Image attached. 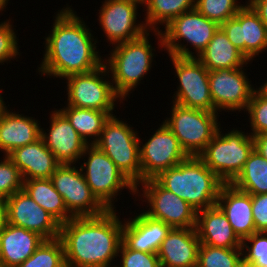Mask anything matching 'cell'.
<instances>
[{"label":"cell","instance_id":"cell-1","mask_svg":"<svg viewBox=\"0 0 267 267\" xmlns=\"http://www.w3.org/2000/svg\"><path fill=\"white\" fill-rule=\"evenodd\" d=\"M55 17L49 35L45 37L46 47L38 67L39 75L41 72L43 76L64 79L100 67L104 59L97 51V39H94L83 18L69 6L62 8Z\"/></svg>","mask_w":267,"mask_h":267},{"label":"cell","instance_id":"cell-2","mask_svg":"<svg viewBox=\"0 0 267 267\" xmlns=\"http://www.w3.org/2000/svg\"><path fill=\"white\" fill-rule=\"evenodd\" d=\"M115 210L96 217H73L61 224L60 239L68 267H112L119 256L123 221ZM115 267V265L113 266Z\"/></svg>","mask_w":267,"mask_h":267},{"label":"cell","instance_id":"cell-3","mask_svg":"<svg viewBox=\"0 0 267 267\" xmlns=\"http://www.w3.org/2000/svg\"><path fill=\"white\" fill-rule=\"evenodd\" d=\"M154 179L197 212L216 205L219 190L224 184L198 156H189Z\"/></svg>","mask_w":267,"mask_h":267},{"label":"cell","instance_id":"cell-4","mask_svg":"<svg viewBox=\"0 0 267 267\" xmlns=\"http://www.w3.org/2000/svg\"><path fill=\"white\" fill-rule=\"evenodd\" d=\"M148 36L149 30L135 40L114 45L111 55L104 59L114 91L122 101L134 91L152 67V52L155 49L149 43Z\"/></svg>","mask_w":267,"mask_h":267},{"label":"cell","instance_id":"cell-5","mask_svg":"<svg viewBox=\"0 0 267 267\" xmlns=\"http://www.w3.org/2000/svg\"><path fill=\"white\" fill-rule=\"evenodd\" d=\"M219 28L218 23L209 20L194 8L173 19L164 27L165 31L160 29L154 31V34L157 36L159 48L166 49L168 54L197 58ZM182 40L193 46L196 56L187 48L188 45L181 43Z\"/></svg>","mask_w":267,"mask_h":267},{"label":"cell","instance_id":"cell-6","mask_svg":"<svg viewBox=\"0 0 267 267\" xmlns=\"http://www.w3.org/2000/svg\"><path fill=\"white\" fill-rule=\"evenodd\" d=\"M220 130L219 126L198 157L224 184H231L243 170L245 162L254 150V139L242 130L232 129L225 135Z\"/></svg>","mask_w":267,"mask_h":267},{"label":"cell","instance_id":"cell-7","mask_svg":"<svg viewBox=\"0 0 267 267\" xmlns=\"http://www.w3.org/2000/svg\"><path fill=\"white\" fill-rule=\"evenodd\" d=\"M110 116L94 145L104 152L122 173L137 186L142 182L140 140L132 126Z\"/></svg>","mask_w":267,"mask_h":267},{"label":"cell","instance_id":"cell-8","mask_svg":"<svg viewBox=\"0 0 267 267\" xmlns=\"http://www.w3.org/2000/svg\"><path fill=\"white\" fill-rule=\"evenodd\" d=\"M85 155L88 156L87 162L84 161L80 165L85 181L92 193L108 210L116 208L114 200L117 199L121 189L128 188L132 195L136 194V186L94 144H89L85 148L81 158H85Z\"/></svg>","mask_w":267,"mask_h":267},{"label":"cell","instance_id":"cell-9","mask_svg":"<svg viewBox=\"0 0 267 267\" xmlns=\"http://www.w3.org/2000/svg\"><path fill=\"white\" fill-rule=\"evenodd\" d=\"M172 103L171 116L164 122L185 152L189 156H198L218 130V113Z\"/></svg>","mask_w":267,"mask_h":267},{"label":"cell","instance_id":"cell-10","mask_svg":"<svg viewBox=\"0 0 267 267\" xmlns=\"http://www.w3.org/2000/svg\"><path fill=\"white\" fill-rule=\"evenodd\" d=\"M109 71L103 63L97 69L80 74H72L64 79L67 81V105L79 108L113 113L116 100L123 102L115 93ZM104 76V77H103ZM109 78H105V77ZM107 80V81H106ZM118 98V99H117Z\"/></svg>","mask_w":267,"mask_h":267},{"label":"cell","instance_id":"cell-11","mask_svg":"<svg viewBox=\"0 0 267 267\" xmlns=\"http://www.w3.org/2000/svg\"><path fill=\"white\" fill-rule=\"evenodd\" d=\"M60 164L51 176L56 191L63 197L67 211L73 217H96L108 209L92 193L81 168Z\"/></svg>","mask_w":267,"mask_h":267},{"label":"cell","instance_id":"cell-12","mask_svg":"<svg viewBox=\"0 0 267 267\" xmlns=\"http://www.w3.org/2000/svg\"><path fill=\"white\" fill-rule=\"evenodd\" d=\"M142 185L143 202H147L149 208L142 210L149 217L163 221L171 228H195L197 211L173 192L163 188L155 179L142 181L136 186V194L140 195L139 188Z\"/></svg>","mask_w":267,"mask_h":267},{"label":"cell","instance_id":"cell-13","mask_svg":"<svg viewBox=\"0 0 267 267\" xmlns=\"http://www.w3.org/2000/svg\"><path fill=\"white\" fill-rule=\"evenodd\" d=\"M168 55L179 81L172 102L188 108L215 112L209 88V71L197 58Z\"/></svg>","mask_w":267,"mask_h":267},{"label":"cell","instance_id":"cell-14","mask_svg":"<svg viewBox=\"0 0 267 267\" xmlns=\"http://www.w3.org/2000/svg\"><path fill=\"white\" fill-rule=\"evenodd\" d=\"M159 126L145 144L139 141L142 181L156 178L189 157L165 122Z\"/></svg>","mask_w":267,"mask_h":267},{"label":"cell","instance_id":"cell-15","mask_svg":"<svg viewBox=\"0 0 267 267\" xmlns=\"http://www.w3.org/2000/svg\"><path fill=\"white\" fill-rule=\"evenodd\" d=\"M242 69L243 67L209 71V88L215 113L247 109L255 88L246 76L245 68Z\"/></svg>","mask_w":267,"mask_h":267},{"label":"cell","instance_id":"cell-16","mask_svg":"<svg viewBox=\"0 0 267 267\" xmlns=\"http://www.w3.org/2000/svg\"><path fill=\"white\" fill-rule=\"evenodd\" d=\"M99 11V23L110 44L117 45L141 37L148 30L137 21L138 2L133 0H105ZM140 23V24H139Z\"/></svg>","mask_w":267,"mask_h":267},{"label":"cell","instance_id":"cell-17","mask_svg":"<svg viewBox=\"0 0 267 267\" xmlns=\"http://www.w3.org/2000/svg\"><path fill=\"white\" fill-rule=\"evenodd\" d=\"M5 205L7 223L36 232L45 240L60 237L61 223L39 206L24 190L8 197Z\"/></svg>","mask_w":267,"mask_h":267},{"label":"cell","instance_id":"cell-18","mask_svg":"<svg viewBox=\"0 0 267 267\" xmlns=\"http://www.w3.org/2000/svg\"><path fill=\"white\" fill-rule=\"evenodd\" d=\"M220 28L250 62L267 49V28L248 2Z\"/></svg>","mask_w":267,"mask_h":267},{"label":"cell","instance_id":"cell-19","mask_svg":"<svg viewBox=\"0 0 267 267\" xmlns=\"http://www.w3.org/2000/svg\"><path fill=\"white\" fill-rule=\"evenodd\" d=\"M51 113L50 129H46L47 133L41 128L40 137L59 164H75L88 144L58 109Z\"/></svg>","mask_w":267,"mask_h":267},{"label":"cell","instance_id":"cell-20","mask_svg":"<svg viewBox=\"0 0 267 267\" xmlns=\"http://www.w3.org/2000/svg\"><path fill=\"white\" fill-rule=\"evenodd\" d=\"M126 220L123 223L122 242L135 251L157 253L172 229L163 221L153 219L142 211L131 220Z\"/></svg>","mask_w":267,"mask_h":267},{"label":"cell","instance_id":"cell-21","mask_svg":"<svg viewBox=\"0 0 267 267\" xmlns=\"http://www.w3.org/2000/svg\"><path fill=\"white\" fill-rule=\"evenodd\" d=\"M200 244L196 228H172L157 252L161 267H197Z\"/></svg>","mask_w":267,"mask_h":267},{"label":"cell","instance_id":"cell-22","mask_svg":"<svg viewBox=\"0 0 267 267\" xmlns=\"http://www.w3.org/2000/svg\"><path fill=\"white\" fill-rule=\"evenodd\" d=\"M227 216L234 232L243 240L256 233L252 215V195L232 184H223L216 203Z\"/></svg>","mask_w":267,"mask_h":267},{"label":"cell","instance_id":"cell-23","mask_svg":"<svg viewBox=\"0 0 267 267\" xmlns=\"http://www.w3.org/2000/svg\"><path fill=\"white\" fill-rule=\"evenodd\" d=\"M195 228L201 244L220 248L242 247V240L217 204L197 212Z\"/></svg>","mask_w":267,"mask_h":267},{"label":"cell","instance_id":"cell-24","mask_svg":"<svg viewBox=\"0 0 267 267\" xmlns=\"http://www.w3.org/2000/svg\"><path fill=\"white\" fill-rule=\"evenodd\" d=\"M7 157L17 166L23 180L50 179L60 165L41 137L14 149Z\"/></svg>","mask_w":267,"mask_h":267},{"label":"cell","instance_id":"cell-25","mask_svg":"<svg viewBox=\"0 0 267 267\" xmlns=\"http://www.w3.org/2000/svg\"><path fill=\"white\" fill-rule=\"evenodd\" d=\"M44 240L36 232L6 223L0 232V266L18 267Z\"/></svg>","mask_w":267,"mask_h":267},{"label":"cell","instance_id":"cell-26","mask_svg":"<svg viewBox=\"0 0 267 267\" xmlns=\"http://www.w3.org/2000/svg\"><path fill=\"white\" fill-rule=\"evenodd\" d=\"M7 109L0 117V150L4 156L16 148L35 142L41 135L38 120Z\"/></svg>","mask_w":267,"mask_h":267},{"label":"cell","instance_id":"cell-27","mask_svg":"<svg viewBox=\"0 0 267 267\" xmlns=\"http://www.w3.org/2000/svg\"><path fill=\"white\" fill-rule=\"evenodd\" d=\"M197 59L208 71L235 69L250 63L246 56L231 43L221 28L217 30Z\"/></svg>","mask_w":267,"mask_h":267},{"label":"cell","instance_id":"cell-28","mask_svg":"<svg viewBox=\"0 0 267 267\" xmlns=\"http://www.w3.org/2000/svg\"><path fill=\"white\" fill-rule=\"evenodd\" d=\"M23 190L61 224L73 218L51 179L23 180Z\"/></svg>","mask_w":267,"mask_h":267},{"label":"cell","instance_id":"cell-29","mask_svg":"<svg viewBox=\"0 0 267 267\" xmlns=\"http://www.w3.org/2000/svg\"><path fill=\"white\" fill-rule=\"evenodd\" d=\"M59 111L68 119L77 133L88 145L94 144L99 139L104 123L110 117L105 111L79 108L69 105L59 109Z\"/></svg>","mask_w":267,"mask_h":267},{"label":"cell","instance_id":"cell-30","mask_svg":"<svg viewBox=\"0 0 267 267\" xmlns=\"http://www.w3.org/2000/svg\"><path fill=\"white\" fill-rule=\"evenodd\" d=\"M142 6L146 9V29L153 32L160 31L158 25L167 26L177 16L194 9L195 0H145Z\"/></svg>","mask_w":267,"mask_h":267},{"label":"cell","instance_id":"cell-31","mask_svg":"<svg viewBox=\"0 0 267 267\" xmlns=\"http://www.w3.org/2000/svg\"><path fill=\"white\" fill-rule=\"evenodd\" d=\"M231 184L251 195L266 194L267 160L254 149L245 162L243 170Z\"/></svg>","mask_w":267,"mask_h":267},{"label":"cell","instance_id":"cell-32","mask_svg":"<svg viewBox=\"0 0 267 267\" xmlns=\"http://www.w3.org/2000/svg\"><path fill=\"white\" fill-rule=\"evenodd\" d=\"M197 267H243L242 248H220L200 244Z\"/></svg>","mask_w":267,"mask_h":267},{"label":"cell","instance_id":"cell-33","mask_svg":"<svg viewBox=\"0 0 267 267\" xmlns=\"http://www.w3.org/2000/svg\"><path fill=\"white\" fill-rule=\"evenodd\" d=\"M64 246L60 238L44 240L18 267H64Z\"/></svg>","mask_w":267,"mask_h":267},{"label":"cell","instance_id":"cell-34","mask_svg":"<svg viewBox=\"0 0 267 267\" xmlns=\"http://www.w3.org/2000/svg\"><path fill=\"white\" fill-rule=\"evenodd\" d=\"M243 6L237 0H195V9L219 25L233 18Z\"/></svg>","mask_w":267,"mask_h":267},{"label":"cell","instance_id":"cell-35","mask_svg":"<svg viewBox=\"0 0 267 267\" xmlns=\"http://www.w3.org/2000/svg\"><path fill=\"white\" fill-rule=\"evenodd\" d=\"M241 248L243 267H267V232H256L246 237Z\"/></svg>","mask_w":267,"mask_h":267},{"label":"cell","instance_id":"cell-36","mask_svg":"<svg viewBox=\"0 0 267 267\" xmlns=\"http://www.w3.org/2000/svg\"><path fill=\"white\" fill-rule=\"evenodd\" d=\"M247 111L249 114L252 136L260 132L267 131V92L260 86L256 88L248 103Z\"/></svg>","mask_w":267,"mask_h":267},{"label":"cell","instance_id":"cell-37","mask_svg":"<svg viewBox=\"0 0 267 267\" xmlns=\"http://www.w3.org/2000/svg\"><path fill=\"white\" fill-rule=\"evenodd\" d=\"M0 198L6 200L23 190V178L17 166L7 157L0 159Z\"/></svg>","mask_w":267,"mask_h":267},{"label":"cell","instance_id":"cell-38","mask_svg":"<svg viewBox=\"0 0 267 267\" xmlns=\"http://www.w3.org/2000/svg\"><path fill=\"white\" fill-rule=\"evenodd\" d=\"M120 267H161L157 253H147L129 249L123 242L120 245ZM117 267V266H115Z\"/></svg>","mask_w":267,"mask_h":267},{"label":"cell","instance_id":"cell-39","mask_svg":"<svg viewBox=\"0 0 267 267\" xmlns=\"http://www.w3.org/2000/svg\"><path fill=\"white\" fill-rule=\"evenodd\" d=\"M10 20H6L0 23V63L10 62L17 55L20 56L18 41L16 32L12 28L13 25Z\"/></svg>","mask_w":267,"mask_h":267},{"label":"cell","instance_id":"cell-40","mask_svg":"<svg viewBox=\"0 0 267 267\" xmlns=\"http://www.w3.org/2000/svg\"><path fill=\"white\" fill-rule=\"evenodd\" d=\"M252 215L256 232H267V193L252 195Z\"/></svg>","mask_w":267,"mask_h":267},{"label":"cell","instance_id":"cell-41","mask_svg":"<svg viewBox=\"0 0 267 267\" xmlns=\"http://www.w3.org/2000/svg\"><path fill=\"white\" fill-rule=\"evenodd\" d=\"M254 149L267 160V131H263L253 136Z\"/></svg>","mask_w":267,"mask_h":267},{"label":"cell","instance_id":"cell-42","mask_svg":"<svg viewBox=\"0 0 267 267\" xmlns=\"http://www.w3.org/2000/svg\"><path fill=\"white\" fill-rule=\"evenodd\" d=\"M247 2L259 14L261 21L267 28V0H248Z\"/></svg>","mask_w":267,"mask_h":267},{"label":"cell","instance_id":"cell-43","mask_svg":"<svg viewBox=\"0 0 267 267\" xmlns=\"http://www.w3.org/2000/svg\"><path fill=\"white\" fill-rule=\"evenodd\" d=\"M7 223L5 200L0 198V232Z\"/></svg>","mask_w":267,"mask_h":267},{"label":"cell","instance_id":"cell-44","mask_svg":"<svg viewBox=\"0 0 267 267\" xmlns=\"http://www.w3.org/2000/svg\"><path fill=\"white\" fill-rule=\"evenodd\" d=\"M1 91H2V89L0 90V117H1L2 113L4 112V110L7 108L3 97L1 96L2 95Z\"/></svg>","mask_w":267,"mask_h":267},{"label":"cell","instance_id":"cell-45","mask_svg":"<svg viewBox=\"0 0 267 267\" xmlns=\"http://www.w3.org/2000/svg\"><path fill=\"white\" fill-rule=\"evenodd\" d=\"M9 0H0V11L2 12L3 9H6Z\"/></svg>","mask_w":267,"mask_h":267},{"label":"cell","instance_id":"cell-46","mask_svg":"<svg viewBox=\"0 0 267 267\" xmlns=\"http://www.w3.org/2000/svg\"><path fill=\"white\" fill-rule=\"evenodd\" d=\"M261 87L267 92V81H265V84H262Z\"/></svg>","mask_w":267,"mask_h":267},{"label":"cell","instance_id":"cell-47","mask_svg":"<svg viewBox=\"0 0 267 267\" xmlns=\"http://www.w3.org/2000/svg\"><path fill=\"white\" fill-rule=\"evenodd\" d=\"M133 1H136L138 2L141 6L144 4L145 0H133Z\"/></svg>","mask_w":267,"mask_h":267}]
</instances>
